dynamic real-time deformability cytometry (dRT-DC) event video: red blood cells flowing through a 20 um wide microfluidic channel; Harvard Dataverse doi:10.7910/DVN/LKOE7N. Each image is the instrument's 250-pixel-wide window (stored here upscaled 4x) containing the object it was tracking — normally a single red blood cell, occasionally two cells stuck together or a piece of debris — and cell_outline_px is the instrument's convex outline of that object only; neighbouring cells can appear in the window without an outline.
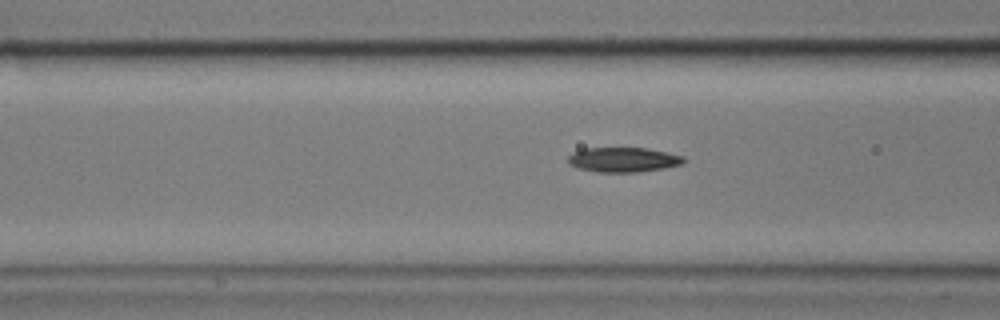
{"species": "common noctule bat (a hibernating species)", "species_latin": "Nyctalus noctula", "temperature_condition": "cold", "stored_images_in_passage": 41, "camera_frame_rate_fps": 3000, "um_per_image_px": 0.085, "animal": {"sex": "male", "body_mass_g": 17.9}, "frame": {"image": 1, "passage_image": 10, "time_ms": 3.0, "image_size_px": [1000, 320], "cell_outline_px": [[684, 164], [664, 168], [640, 172], [596, 172], [576, 168], [568, 164], [568, 156], [572, 152], [584, 148], [648, 148], [684, 156]], "centroid_in_image_um": [52.95, 13.58], "position_along_channel_um": 113.6, "area_um2": 16.88}}
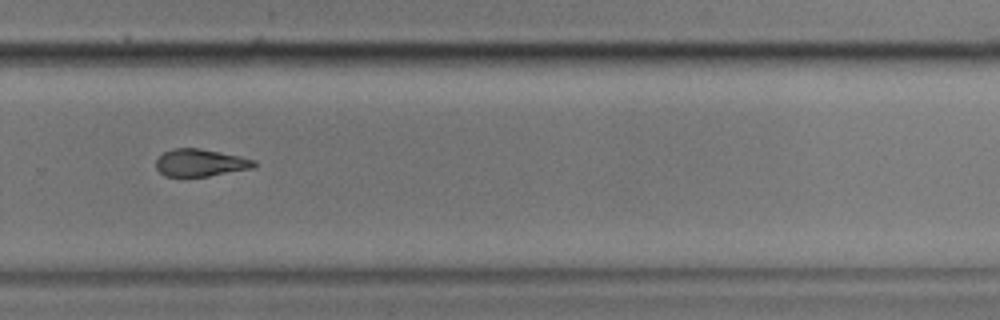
{"frame": {"image": 2, "passage_image": 27, "time_ms": 8.667, "image_size_px": [1000, 320], "cell_outline_px": [[256, 168], [208, 176], [164, 176], [156, 168], [156, 160], [164, 152], [172, 148], [200, 148], [240, 156], [256, 160]], "centroid_in_image_um": [17.06, 13.83], "position_along_channel_um": 312.7, "area_um2": 15.72}}
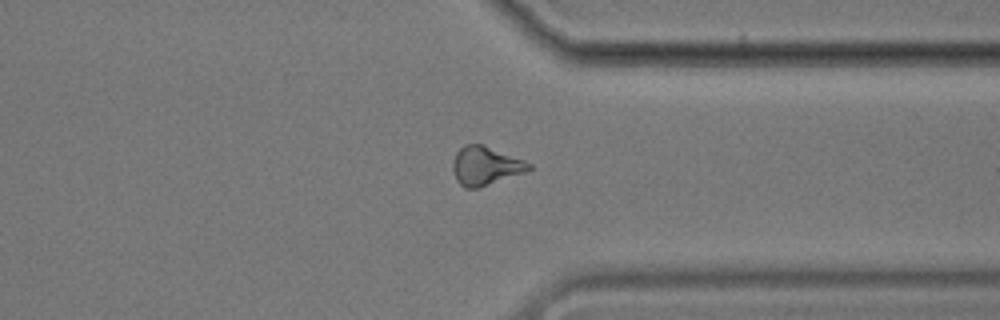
{"frame": {"image": 3, "passage_image": 32, "time_ms": 10.333, "image_size_px": [1000, 320], "cell_outline_px": [[532, 168], [524, 172], [476, 188], [464, 188], [456, 180], [452, 168], [452, 160], [456, 152], [464, 144], [484, 144], [524, 160], [532, 164]], "centroid_in_image_um": [41.23, 14.07], "position_along_channel_um": 370.2, "area_um2": 17.05}, "authors_computed_cell_mechanics": {"area_um2": 16.5886, "velocity_mm_per_s": 3.5192, "shape_relaxation_time_tau1_ms": 10.0832, "shape_relaxation_time_tau2_ms": 5.1917, "deformation_change_tau1": 0.2161, "deformation_change_tau2": 0.1388}}